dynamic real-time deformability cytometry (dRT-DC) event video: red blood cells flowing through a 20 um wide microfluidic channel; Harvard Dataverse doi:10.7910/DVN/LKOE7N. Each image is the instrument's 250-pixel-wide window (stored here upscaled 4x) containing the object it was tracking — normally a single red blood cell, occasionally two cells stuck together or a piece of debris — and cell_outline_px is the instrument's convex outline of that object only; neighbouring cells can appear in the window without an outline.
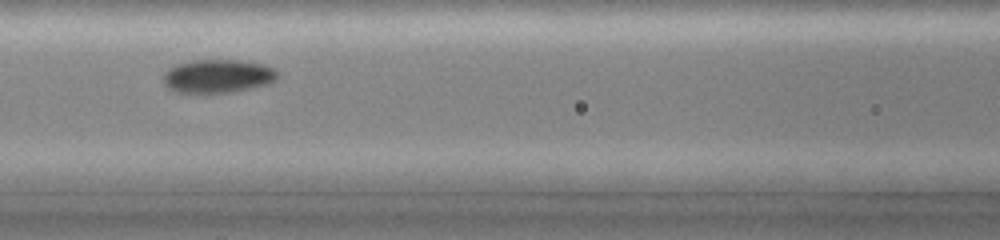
{"species": "common noctule bat (a hibernating species)", "species_latin": "Nyctalus noctula", "temperature_condition": "cold", "stored_images_in_passage": 26, "camera_frame_rate_fps": 3000, "um_per_image_px": 0.085, "animal": {"sex": "female", "body_mass_g": 19.0, "forearm_length_mm": 51.5}, "frame": {"image": 1, "passage_image": 12, "time_ms": 3.667, "image_size_px": [1000, 240], "cell_outline_px": [[276, 80], [268, 84], [252, 88], [232, 92], [176, 92], [168, 88], [164, 84], [164, 72], [176, 64], [192, 60], [240, 60], [260, 64], [272, 68], [276, 72]], "centroid_in_image_um": [18.48, 6.47], "position_along_channel_um": 148.1, "area_um2": 22.02}}